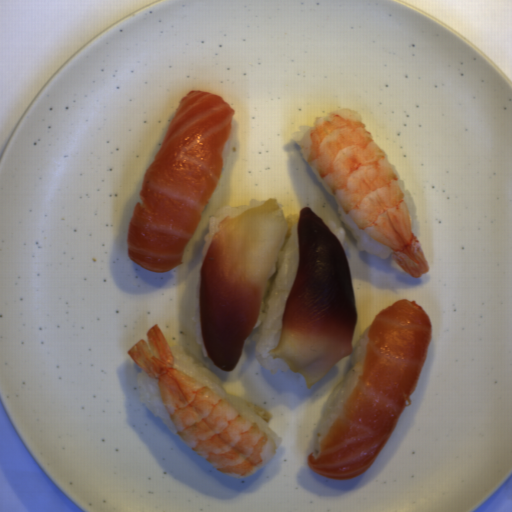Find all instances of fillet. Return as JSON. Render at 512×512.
<instances>
[{"instance_id":"1","label":"fillet","mask_w":512,"mask_h":512,"mask_svg":"<svg viewBox=\"0 0 512 512\" xmlns=\"http://www.w3.org/2000/svg\"><path fill=\"white\" fill-rule=\"evenodd\" d=\"M236 111L214 92L191 90L180 101L145 171L127 237V256L152 272L183 264L224 169Z\"/></svg>"},{"instance_id":"2","label":"fillet","mask_w":512,"mask_h":512,"mask_svg":"<svg viewBox=\"0 0 512 512\" xmlns=\"http://www.w3.org/2000/svg\"><path fill=\"white\" fill-rule=\"evenodd\" d=\"M433 323L413 299L382 309L367 335L360 376L307 464L329 480L367 472L391 437L425 367Z\"/></svg>"},{"instance_id":"3","label":"fillet","mask_w":512,"mask_h":512,"mask_svg":"<svg viewBox=\"0 0 512 512\" xmlns=\"http://www.w3.org/2000/svg\"><path fill=\"white\" fill-rule=\"evenodd\" d=\"M287 232L280 200L227 216L213 233L199 272L201 337L212 363L237 366L250 337L268 278Z\"/></svg>"},{"instance_id":"4","label":"fillet","mask_w":512,"mask_h":512,"mask_svg":"<svg viewBox=\"0 0 512 512\" xmlns=\"http://www.w3.org/2000/svg\"><path fill=\"white\" fill-rule=\"evenodd\" d=\"M297 249L279 343L269 354L301 373L310 389L343 357L354 354L358 311L345 249L310 207L300 210Z\"/></svg>"}]
</instances>
